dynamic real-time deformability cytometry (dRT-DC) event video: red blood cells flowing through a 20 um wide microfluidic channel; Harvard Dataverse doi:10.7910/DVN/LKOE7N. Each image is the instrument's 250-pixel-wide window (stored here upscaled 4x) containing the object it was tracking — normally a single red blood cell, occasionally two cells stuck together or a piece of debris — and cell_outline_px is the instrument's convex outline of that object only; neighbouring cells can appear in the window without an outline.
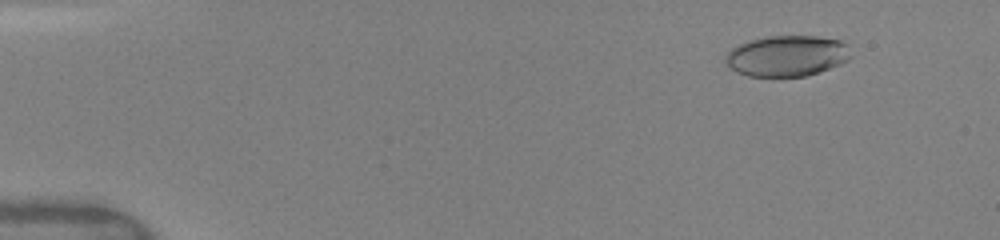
{"species": "human", "species_latin": "Homo sapiens", "temperature_condition": "warm", "stored_images_in_passage": 12, "camera_frame_rate_fps": 3000, "um_per_image_px": 0.085, "donor": {"sex": "female"}, "frame": {"image": 1, "passage_image": 4, "time_ms": 1.667, "image_size_px": [1000, 240], "cell_outline_px": [[852, 56], [848, 60], [840, 64], [820, 72], [808, 76], [748, 76], [736, 72], [724, 60], [724, 56], [732, 48], [748, 40], [768, 36], [816, 36], [840, 40], [848, 44]], "centroid_in_image_um": [66.92, 4.75], "position_along_channel_um": 18.1, "area_um2": 30.06}}
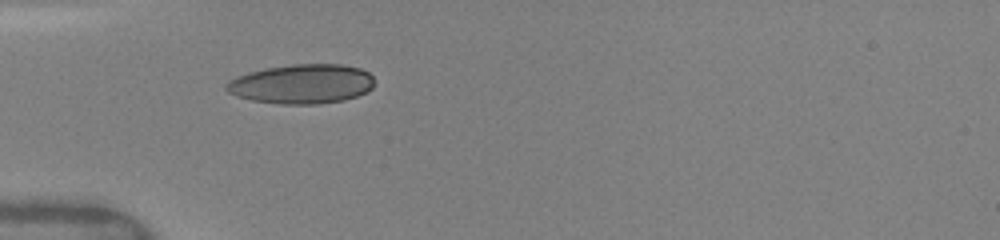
{"frame": {"image": 2, "passage_image": 10, "time_ms": 5.333, "image_size_px": [1000, 240], "cell_outline_px": [[372, 88], [368, 92], [344, 100], [320, 104], [280, 104], [252, 100], [236, 96], [228, 92], [224, 88], [236, 76], [248, 72], [264, 68], [292, 64], [344, 64], [360, 68], [368, 72], [372, 76]], "centroid_in_image_um": [25.66, 7.13], "position_along_channel_um": 59.3, "area_um2": 34.16}}
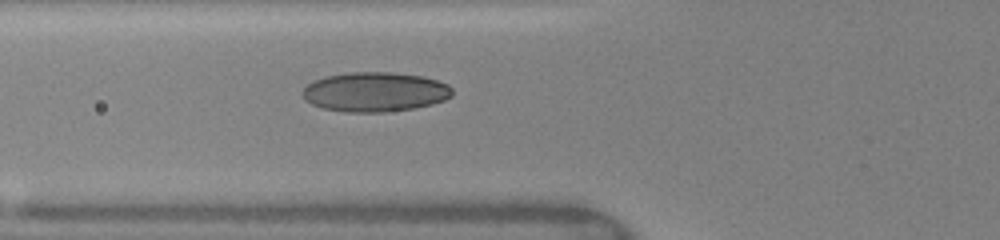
{"frame": {"image": 3, "passage_image": 12, "time_ms": 6.333, "image_size_px": [1000, 240], "cell_outline_px": [[452, 96], [444, 100], [432, 104], [416, 108], [384, 112], [348, 112], [324, 108], [312, 104], [304, 96], [304, 88], [312, 80], [324, 76], [348, 72], [392, 72], [424, 76], [448, 84], [452, 88]], "centroid_in_image_um": [31.91, 7.8], "position_along_channel_um": 93.9, "area_um2": 34.56}}